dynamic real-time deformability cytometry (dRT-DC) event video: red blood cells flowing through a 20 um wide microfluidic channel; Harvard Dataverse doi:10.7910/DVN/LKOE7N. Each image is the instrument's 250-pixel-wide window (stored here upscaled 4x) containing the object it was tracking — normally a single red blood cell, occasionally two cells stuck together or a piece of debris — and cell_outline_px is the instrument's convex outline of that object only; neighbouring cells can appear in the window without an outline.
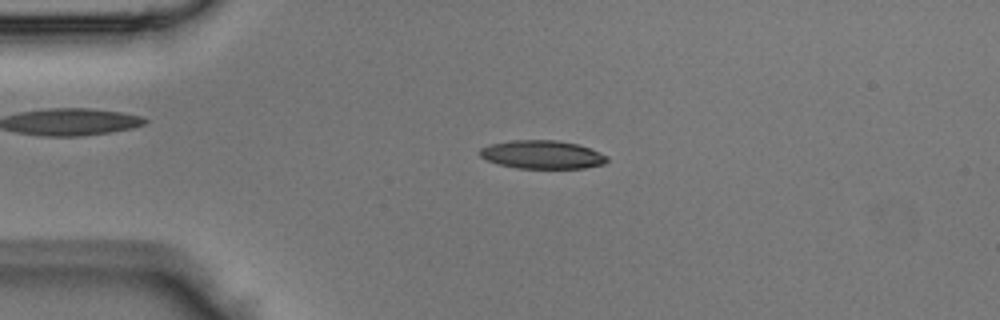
{"species": "Egyptian fruit bat (a non-hibernating species)", "species_latin": "Rousettus aegyptiacus", "temperature_condition": "room temperature", "stored_images_in_passage": 43, "camera_frame_rate_fps": 3000, "um_per_image_px": 0.085, "animal": {"sex": "male"}, "frame": {"image": 1, "passage_image": 9, "time_ms": 2.667, "image_size_px": [1000, 320], "cell_outline_px": [[608, 160], [604, 164], [584, 168], [516, 168], [500, 164], [488, 160], [480, 156], [480, 148], [488, 144], [512, 140], [556, 140], [580, 144], [608, 156]], "centroid_in_image_um": [46.1, 13.13], "position_along_channel_um": 38.9, "area_um2": 21.04}}
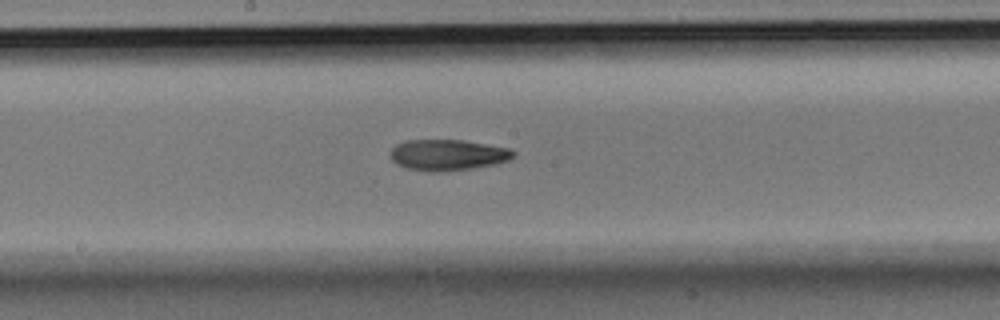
{"frame": {"image": 2, "passage_image": 22, "time_ms": 7.0, "image_size_px": [1000, 320], "cell_outline_px": [[516, 152], [508, 160], [496, 164], [472, 168], [436, 172], [432, 172], [408, 168], [396, 164], [388, 156], [392, 148], [396, 144], [408, 140], [464, 140], [508, 148]], "centroid_in_image_um": [38.02, 13.16], "position_along_channel_um": 210.2, "area_um2": 22.14}}
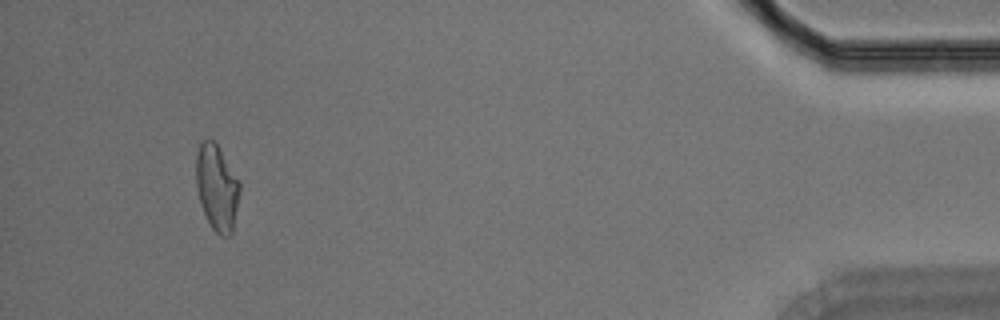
{"frame": {"image": 3, "passage_image": 40, "time_ms": 13.0, "image_size_px": [1000, 320], "cell_outline_px": [[240, 192], [232, 236], [220, 236], [212, 228], [204, 212], [200, 200], [196, 184], [196, 152], [200, 144], [204, 140], [212, 140], [216, 144], [240, 184]], "centroid_in_image_um": [18.43, 15.99], "position_along_channel_um": 416.8, "area_um2": 21.44}}